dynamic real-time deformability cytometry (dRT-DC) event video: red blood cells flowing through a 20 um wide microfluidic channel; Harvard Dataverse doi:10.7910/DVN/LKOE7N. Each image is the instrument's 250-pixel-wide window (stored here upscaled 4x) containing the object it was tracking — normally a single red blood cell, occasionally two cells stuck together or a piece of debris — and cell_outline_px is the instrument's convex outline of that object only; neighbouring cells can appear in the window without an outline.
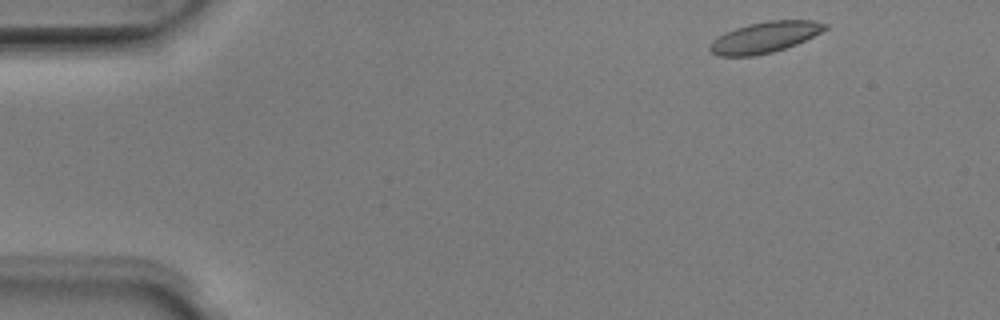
{"species": "Egyptian fruit bat (a non-hibernating species)", "species_latin": "Rousettus aegyptiacus", "temperature_condition": "room temperature", "stored_images_in_passage": 47, "camera_frame_rate_fps": 3000, "um_per_image_px": 0.085, "animal": {"sex": "male"}, "frame": {"image": 1, "passage_image": 2, "time_ms": 0.333, "image_size_px": [1000, 320], "cell_outline_px": [[828, 28], [796, 44], [772, 52], [752, 56], [716, 56], [708, 48], [712, 40], [736, 28], [748, 24], [768, 20], [812, 20], [828, 24]], "centroid_in_image_um": [65.0, 3.17], "position_along_channel_um": 20.0, "area_um2": 20.52}}
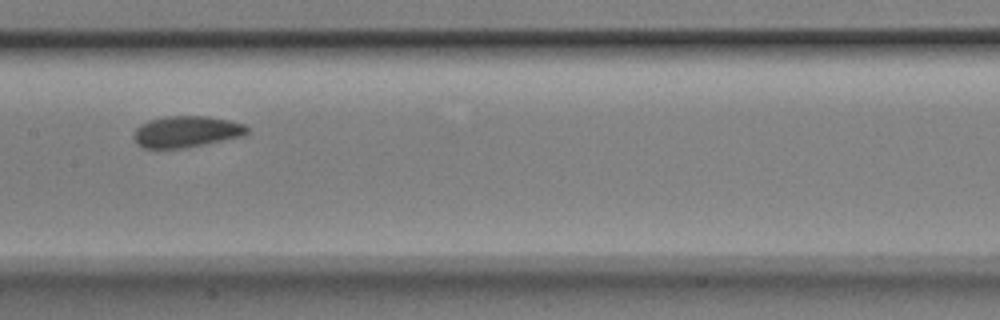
{"frame": {"image": 2, "passage_image": 22, "time_ms": 7.0, "image_size_px": [1000, 320], "cell_outline_px": [[248, 132], [244, 136], [184, 148], [140, 148], [136, 144], [132, 136], [136, 128], [140, 124], [148, 120], [164, 116], [208, 116], [228, 120], [244, 124], [248, 128]], "centroid_in_image_um": [15.8, 11.19], "position_along_channel_um": 191.6, "area_um2": 20.92}}
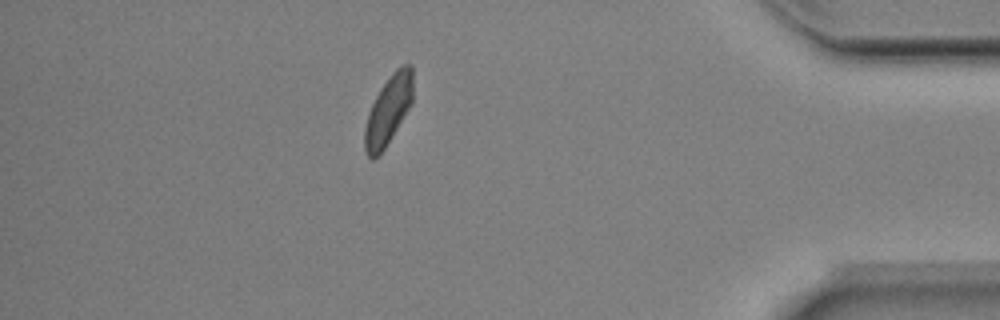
{"frame": {"image": 3, "passage_image": 41, "time_ms": 13.333, "image_size_px": [1000, 320], "cell_outline_px": [[412, 104], [384, 148], [372, 160], [368, 156], [364, 148], [364, 128], [368, 112], [380, 88], [392, 72], [400, 64], [412, 64]], "centroid_in_image_um": [33.0, 9.33], "position_along_channel_um": 402.2, "area_um2": 19.25}, "authors_computed_cell_mechanics": {"area_um2": 20.5768, "velocity_mm_per_s": 3.9607, "shape_relaxation_time_tau1_ms": 2.7417, "shape_relaxation_time_tau2_ms": 1.9903, "deformation_change_tau1": 0.0909, "deformation_change_tau2": 0.0818}}